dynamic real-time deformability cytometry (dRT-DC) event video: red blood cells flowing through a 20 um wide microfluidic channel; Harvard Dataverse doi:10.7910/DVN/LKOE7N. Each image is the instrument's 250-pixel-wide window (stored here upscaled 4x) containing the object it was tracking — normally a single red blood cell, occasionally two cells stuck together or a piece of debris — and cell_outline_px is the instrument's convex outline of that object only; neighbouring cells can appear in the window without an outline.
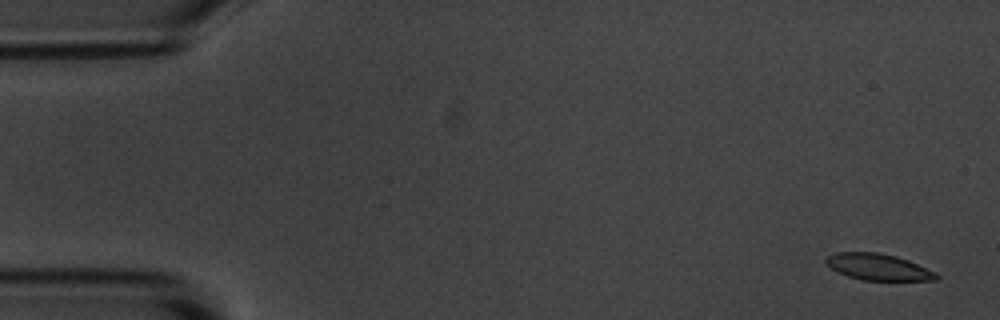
{"species": "common noctule bat (a hibernating species)", "species_latin": "Nyctalus noctula", "temperature_condition": "room temperature", "stored_images_in_passage": 5, "camera_frame_rate_fps": 3000, "um_per_image_px": 0.085, "animal": {"sex": "male", "body_mass_g": 20.1, "forearm_length_mm": 53.5}, "frame": {"image": 1, "passage_image": 1, "time_ms": 0.0, "image_size_px": [1000, 320], "cell_outline_px": [[940, 276], [936, 280], [860, 280], [836, 272], [824, 260], [824, 256], [836, 252], [876, 252], [896, 256], [908, 260], [936, 272]], "centroid_in_image_um": [74.62, 22.69], "position_along_channel_um": 10.4, "area_um2": 17.05}}
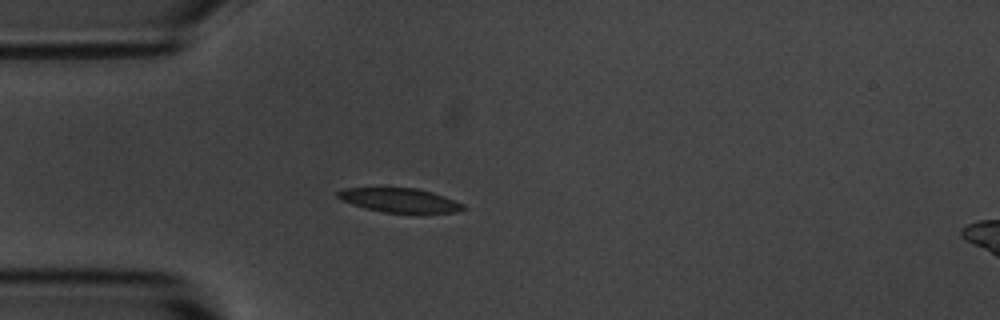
{"frame": {"image": 2, "passage_image": 5, "time_ms": 4.333, "image_size_px": [1000, 320], "cell_outline_px": [[468, 208], [460, 212], [424, 216], [384, 212], [364, 208], [340, 200], [336, 196], [336, 192], [344, 188], [416, 188], [432, 192], [444, 196], [464, 204]], "centroid_in_image_um": [34.08, 17.08], "position_along_channel_um": 50.9, "area_um2": 18.67}}